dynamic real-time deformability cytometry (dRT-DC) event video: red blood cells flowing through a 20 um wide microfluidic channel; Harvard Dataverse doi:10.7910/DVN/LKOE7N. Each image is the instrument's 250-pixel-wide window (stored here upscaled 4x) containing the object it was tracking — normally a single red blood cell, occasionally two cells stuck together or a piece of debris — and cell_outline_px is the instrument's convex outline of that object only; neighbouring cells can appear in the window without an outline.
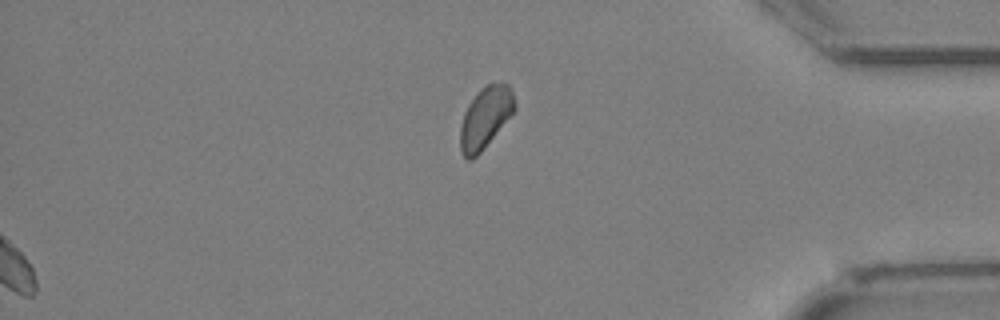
{"species": "Egyptian fruit bat (a non-hibernating species)", "species_latin": "Rousettus aegyptiacus", "temperature_condition": "cold", "stored_images_in_passage": 25, "segment_of_instrument_passage": [2, 2], "camera_frame_rate_fps": 3000, "um_per_image_px": 0.085, "animal": {"sex": "female"}, "frame": {"image": 1, "passage_image": 25, "time_ms": 8.0, "image_size_px": [1000, 320], "cell_outline_px": [[516, 108], [480, 152], [472, 160], [468, 160], [460, 152], [460, 128], [464, 112], [468, 104], [480, 88], [488, 84], [508, 84], [512, 88]], "centroid_in_image_um": [41.23, 9.99], "position_along_channel_um": 394.0, "area_um2": 19.13}}